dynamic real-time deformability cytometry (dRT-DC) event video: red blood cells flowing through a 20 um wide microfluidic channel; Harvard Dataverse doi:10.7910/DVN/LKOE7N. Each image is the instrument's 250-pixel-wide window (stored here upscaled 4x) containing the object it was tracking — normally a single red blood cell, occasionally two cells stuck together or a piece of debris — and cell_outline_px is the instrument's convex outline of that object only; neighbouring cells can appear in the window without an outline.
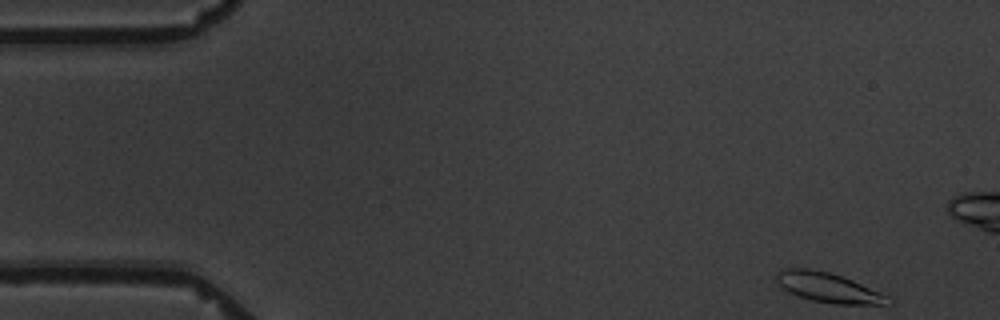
{"species": "common noctule bat (a hibernating species)", "species_latin": "Nyctalus noctula", "temperature_condition": "warm", "stored_images_in_passage": 6, "camera_frame_rate_fps": 3000, "um_per_image_px": 0.085, "animal": {"sex": "male", "body_mass_g": 19.5, "forearm_length_mm": 54.6}, "frame": {"image": 1, "passage_image": 1, "time_ms": 0.0, "image_size_px": [1000, 320], "cell_outline_px": [[892, 304], [832, 304], [812, 300], [788, 292], [780, 288], [776, 280], [776, 272], [784, 268], [808, 268], [828, 272], [852, 280], [880, 292], [888, 296], [892, 300]], "centroid_in_image_um": [70.36, 24.44], "position_along_channel_um": 14.6, "area_um2": 19.31}}